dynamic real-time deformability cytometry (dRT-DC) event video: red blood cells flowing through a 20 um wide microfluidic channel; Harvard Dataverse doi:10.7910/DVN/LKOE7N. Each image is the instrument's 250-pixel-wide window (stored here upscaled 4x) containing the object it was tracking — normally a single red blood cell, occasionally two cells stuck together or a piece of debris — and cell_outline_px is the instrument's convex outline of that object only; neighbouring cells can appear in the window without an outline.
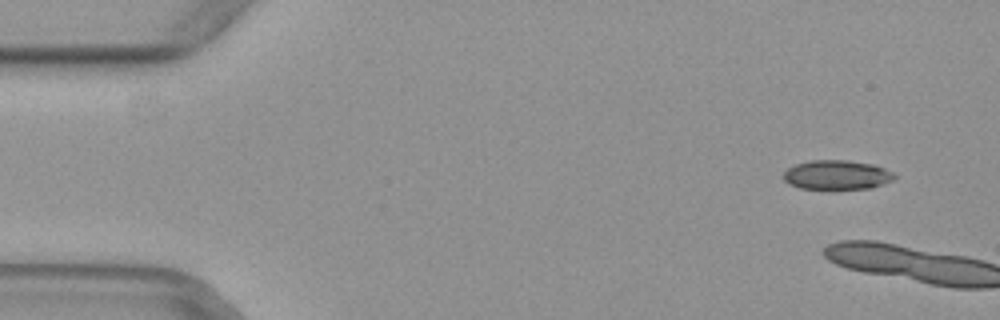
{"species": "common noctule bat (a hibernating species)", "species_latin": "Nyctalus noctula", "temperature_condition": "warm", "stored_images_in_passage": 6, "camera_frame_rate_fps": 3000, "um_per_image_px": 0.085, "animal": {"sex": "female", "body_mass_g": 29.2, "forearm_length_mm": 56.3}, "frame": {"image": 1, "passage_image": 4, "time_ms": 1.0, "image_size_px": [1000, 320], "cell_outline_px": [[896, 176], [892, 180], [872, 188], [832, 192], [828, 192], [800, 188], [784, 180], [784, 172], [788, 168], [796, 164], [812, 160], [848, 160], [876, 164], [892, 172]], "centroid_in_image_um": [71.15, 14.91], "position_along_channel_um": 13.9, "area_um2": 19.83}}